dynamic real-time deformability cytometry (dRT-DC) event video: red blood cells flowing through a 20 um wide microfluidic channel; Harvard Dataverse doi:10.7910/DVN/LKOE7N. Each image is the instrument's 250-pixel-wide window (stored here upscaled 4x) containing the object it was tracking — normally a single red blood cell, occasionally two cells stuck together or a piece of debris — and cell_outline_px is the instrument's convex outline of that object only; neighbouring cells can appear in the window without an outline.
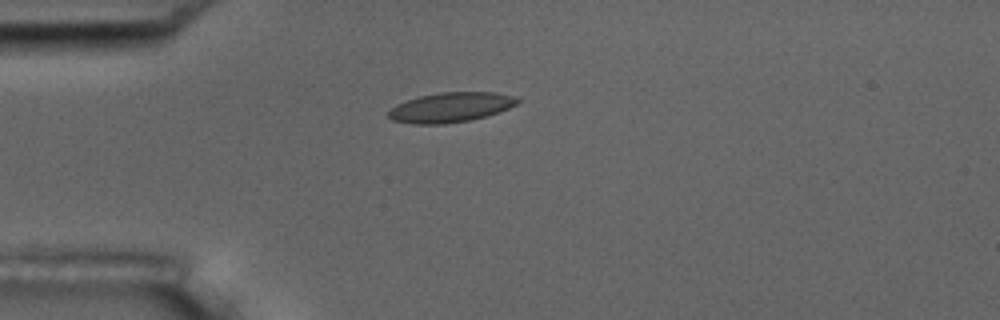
{"species": "common noctule bat (a hibernating species)", "species_latin": "Nyctalus noctula", "temperature_condition": "room temperature", "stored_images_in_passage": 1, "camera_frame_rate_fps": 3000, "um_per_image_px": 0.085, "animal": {"sex": "male", "body_mass_g": 17.5, "forearm_length_mm": 52.3}, "frame": {"image": 1, "passage_image": 1, "time_ms": 0.0, "image_size_px": [1000, 320], "cell_outline_px": [[520, 100], [516, 104], [508, 108], [484, 116], [468, 120], [444, 124], [412, 124], [392, 120], [388, 116], [388, 112], [396, 104], [420, 96], [440, 92], [496, 92], [516, 96]], "centroid_in_image_um": [38.29, 9.11], "position_along_channel_um": 46.7, "area_um2": 22.2}}